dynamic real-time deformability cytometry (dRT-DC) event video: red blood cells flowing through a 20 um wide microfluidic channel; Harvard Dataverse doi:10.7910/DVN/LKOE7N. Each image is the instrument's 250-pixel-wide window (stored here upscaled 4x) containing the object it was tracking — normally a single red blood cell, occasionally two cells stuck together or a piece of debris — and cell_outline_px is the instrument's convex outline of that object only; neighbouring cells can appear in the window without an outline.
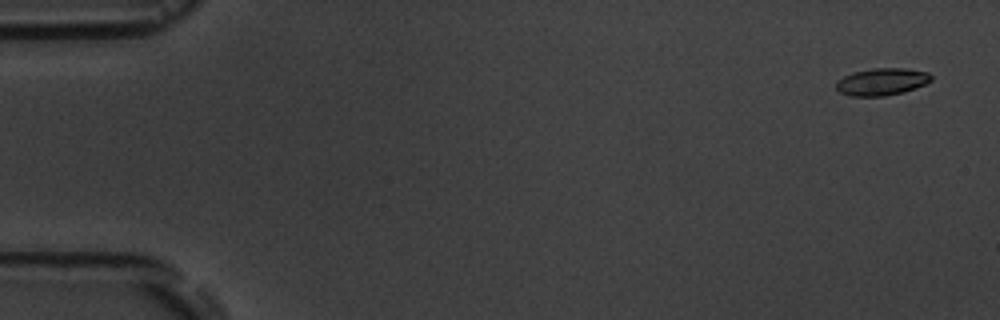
{"species": "common noctule bat (a hibernating species)", "species_latin": "Nyctalus noctula", "temperature_condition": "room temperature", "stored_images_in_passage": 5, "camera_frame_rate_fps": 3000, "um_per_image_px": 0.085, "animal": {"sex": "male", "body_mass_g": 19.5, "forearm_length_mm": 54.6}, "frame": {"image": 1, "passage_image": 1, "time_ms": 0.0, "image_size_px": [1000, 320], "cell_outline_px": [[932, 80], [916, 88], [904, 92], [884, 96], [852, 96], [840, 92], [836, 88], [836, 80], [852, 72], [872, 68], [904, 68], [928, 72], [932, 76]], "centroid_in_image_um": [74.95, 6.94], "position_along_channel_um": 10.1, "area_um2": 15.14}}
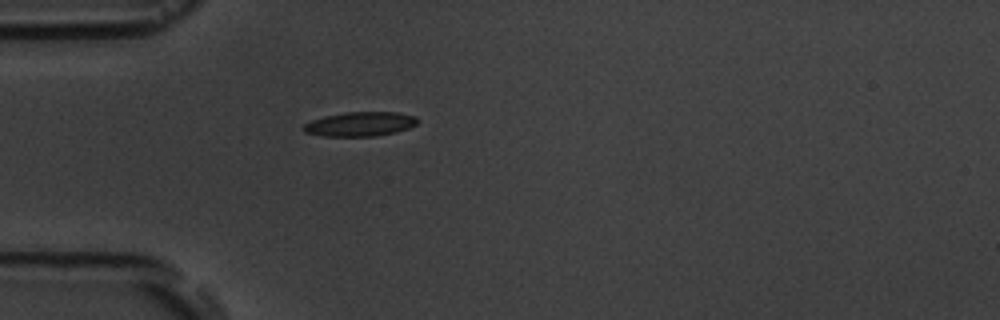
{"frame": {"image": 2, "passage_image": 5, "time_ms": 4.667, "image_size_px": [1000, 320], "cell_outline_px": [[420, 120], [416, 124], [408, 128], [396, 132], [376, 136], [324, 136], [304, 132], [300, 128], [304, 124], [312, 120], [324, 116], [348, 112], [396, 112], [416, 116]], "centroid_in_image_um": [30.61, 10.54], "position_along_channel_um": 54.4, "area_um2": 16.24}}